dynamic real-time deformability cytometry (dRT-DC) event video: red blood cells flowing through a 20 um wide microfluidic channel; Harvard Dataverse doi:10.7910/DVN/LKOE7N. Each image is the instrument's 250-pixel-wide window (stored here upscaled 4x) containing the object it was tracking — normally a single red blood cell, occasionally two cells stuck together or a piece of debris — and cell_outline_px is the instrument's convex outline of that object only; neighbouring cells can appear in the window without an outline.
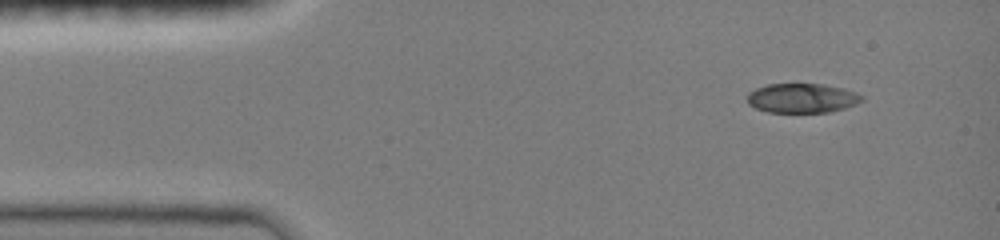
{"species": "common noctule bat (a hibernating species)", "species_latin": "Nyctalus noctula", "temperature_condition": "room temperature", "stored_images_in_passage": 43, "camera_frame_rate_fps": 3000, "um_per_image_px": 0.085, "animal": {"sex": "female", "body_mass_g": 19.0, "forearm_length_mm": 51.5}, "frame": {"image": 1, "passage_image": 1, "time_ms": 0.0, "image_size_px": [1000, 240], "cell_outline_px": [[864, 100], [856, 104], [844, 108], [828, 112], [768, 112], [756, 108], [748, 104], [748, 92], [756, 88], [768, 84], [824, 84], [856, 92], [864, 96]], "centroid_in_image_um": [68.18, 8.34], "position_along_channel_um": 16.8, "area_um2": 19.59}}
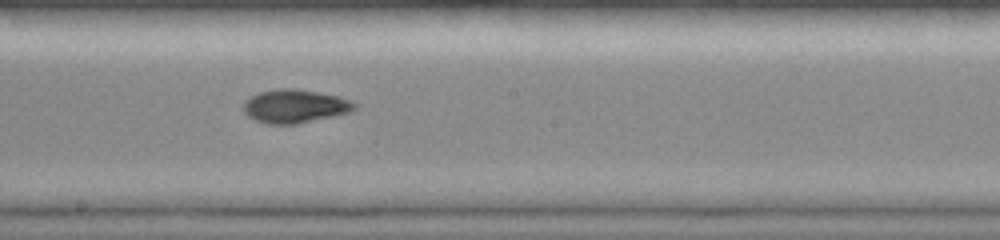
{"frame": {"image": 2, "passage_image": 22, "time_ms": 7.0, "image_size_px": [1000, 240], "cell_outline_px": [[356, 108], [348, 112], [332, 116], [296, 124], [268, 124], [256, 120], [248, 116], [244, 112], [244, 100], [260, 92], [280, 88], [292, 88], [316, 92], [336, 96], [352, 100], [356, 104]], "centroid_in_image_um": [25.04, 9.03], "position_along_channel_um": 223.2, "area_um2": 21.33}}
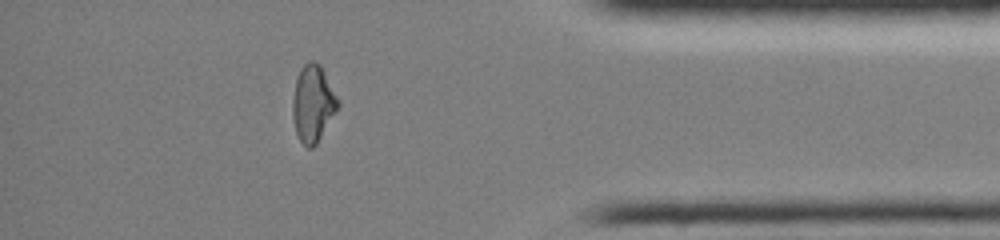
{"frame": {"image": 3, "passage_image": 37, "time_ms": 12.0, "image_size_px": [1000, 240], "cell_outline_px": [[340, 104], [316, 144], [312, 148], [308, 148], [300, 140], [296, 132], [292, 116], [292, 100], [296, 80], [300, 68], [308, 60], [312, 60], [320, 64]], "centroid_in_image_um": [26.57, 8.78], "position_along_channel_um": 408.6, "area_um2": 19.94}, "authors_computed_cell_mechanics": {"area_um2": 20.6346, "velocity_mm_per_s": 4.0773, "shape_relaxation_time_tau1_ms": 10.4957, "shape_relaxation_time_tau2_ms": 3.0009, "deformation_change_tau1": 0.3355, "deformation_change_tau2": 0.05}}